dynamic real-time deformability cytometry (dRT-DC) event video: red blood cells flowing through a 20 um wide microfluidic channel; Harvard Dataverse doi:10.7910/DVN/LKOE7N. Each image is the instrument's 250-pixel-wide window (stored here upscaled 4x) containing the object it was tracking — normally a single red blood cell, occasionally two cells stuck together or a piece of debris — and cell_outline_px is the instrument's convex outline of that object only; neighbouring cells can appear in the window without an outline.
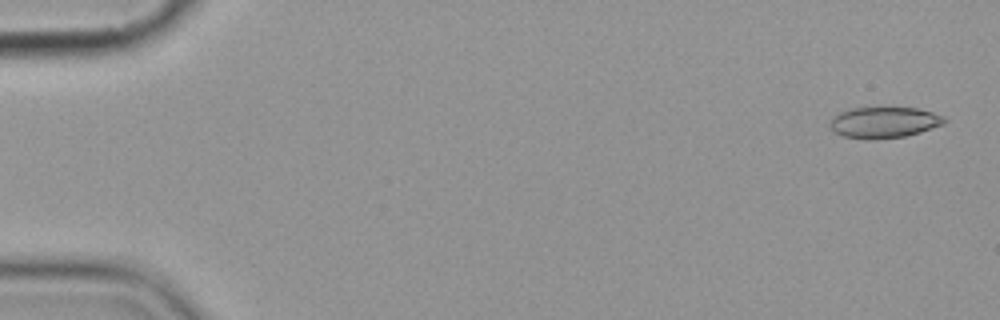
{"species": "common noctule bat (a hibernating species)", "species_latin": "Nyctalus noctula", "temperature_condition": "cold", "stored_images_in_passage": 10, "camera_frame_rate_fps": 3000, "um_per_image_px": 0.085, "animal": {"sex": "female", "body_mass_g": 19.9}, "frame": {"image": 1, "passage_image": 1, "time_ms": 0.0, "image_size_px": [1000, 320], "cell_outline_px": [[948, 120], [944, 124], [920, 132], [904, 136], [872, 140], [868, 140], [844, 136], [832, 132], [828, 128], [828, 124], [832, 116], [840, 112], [852, 108], [880, 104], [916, 108], [932, 112], [944, 116]], "centroid_in_image_um": [75.09, 10.36], "position_along_channel_um": 9.9, "area_um2": 21.85}}
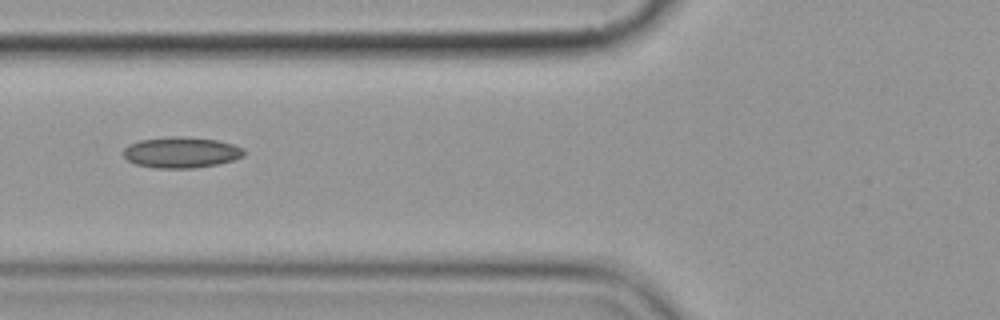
{"frame": {"image": 2, "passage_image": 6, "time_ms": 6.667, "image_size_px": [1000, 320], "cell_outline_px": [[244, 156], [232, 160], [216, 164], [196, 168], [152, 168], [136, 164], [128, 160], [124, 156], [124, 148], [128, 144], [140, 140], [168, 136], [188, 136], [216, 140], [232, 144], [244, 148]], "centroid_in_image_um": [15.39, 12.95], "position_along_channel_um": 110.4, "area_um2": 21.85}}
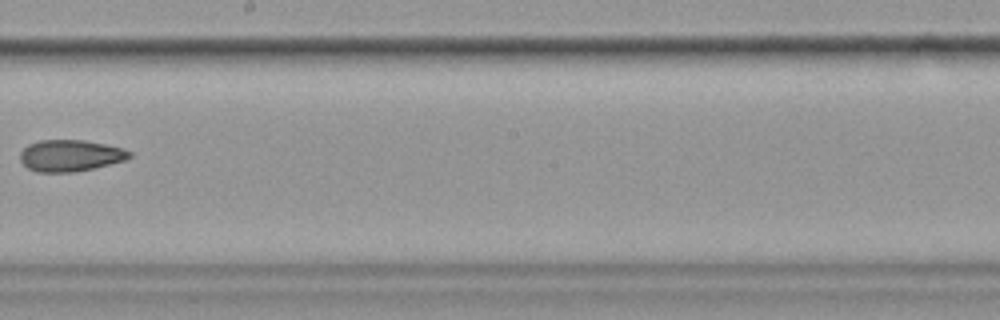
{"frame": {"image": 3, "passage_image": 9, "time_ms": 10.333, "image_size_px": [1000, 320], "cell_outline_px": [[132, 156], [128, 160], [76, 172], [36, 172], [28, 168], [20, 160], [20, 152], [28, 144], [40, 140], [84, 140], [124, 148], [132, 152]], "centroid_in_image_um": [6.0, 13.23], "position_along_channel_um": 242.2, "area_um2": 20.29}}